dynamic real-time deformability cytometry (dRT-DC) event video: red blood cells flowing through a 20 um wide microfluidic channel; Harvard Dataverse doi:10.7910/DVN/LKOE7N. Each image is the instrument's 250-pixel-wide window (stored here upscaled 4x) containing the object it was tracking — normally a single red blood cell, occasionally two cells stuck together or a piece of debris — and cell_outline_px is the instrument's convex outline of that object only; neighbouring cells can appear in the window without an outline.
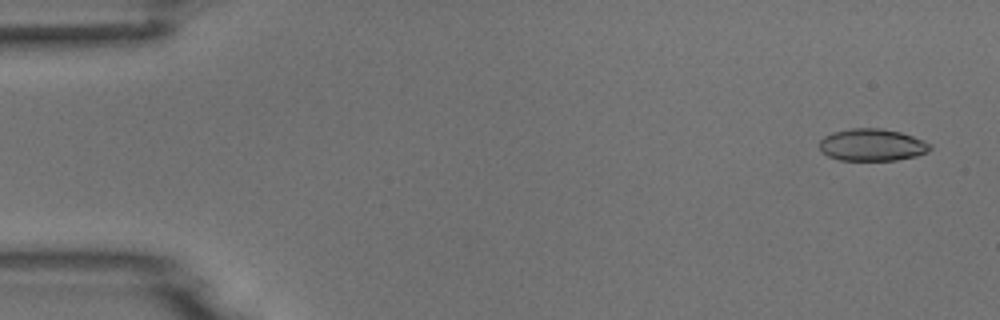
{"species": "common noctule bat (a hibernating species)", "species_latin": "Nyctalus noctula", "temperature_condition": "room temperature", "stored_images_in_passage": 7, "camera_frame_rate_fps": 3000, "um_per_image_px": 0.085, "animal": {"sex": "male", "body_mass_g": 18.8}, "frame": {"image": 1, "passage_image": 1, "time_ms": 0.0, "image_size_px": [1000, 320], "cell_outline_px": [[932, 148], [928, 152], [916, 156], [896, 160], [840, 160], [828, 156], [820, 152], [820, 140], [824, 136], [832, 132], [852, 128], [880, 128], [900, 132], [924, 140], [932, 144]], "centroid_in_image_um": [74.13, 12.32], "position_along_channel_um": 10.9, "area_um2": 20.87}}
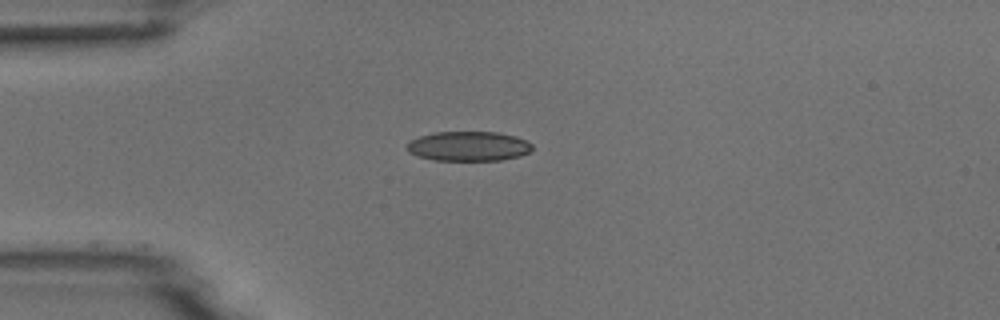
{"frame": {"image": 2, "passage_image": 4, "time_ms": 3.667, "image_size_px": [1000, 320], "cell_outline_px": [[532, 148], [528, 152], [520, 156], [500, 160], [432, 160], [416, 156], [408, 152], [404, 148], [404, 144], [408, 140], [432, 132], [496, 132], [516, 136], [532, 144]], "centroid_in_image_um": [39.73, 12.42], "position_along_channel_um": 45.3, "area_um2": 21.91}}